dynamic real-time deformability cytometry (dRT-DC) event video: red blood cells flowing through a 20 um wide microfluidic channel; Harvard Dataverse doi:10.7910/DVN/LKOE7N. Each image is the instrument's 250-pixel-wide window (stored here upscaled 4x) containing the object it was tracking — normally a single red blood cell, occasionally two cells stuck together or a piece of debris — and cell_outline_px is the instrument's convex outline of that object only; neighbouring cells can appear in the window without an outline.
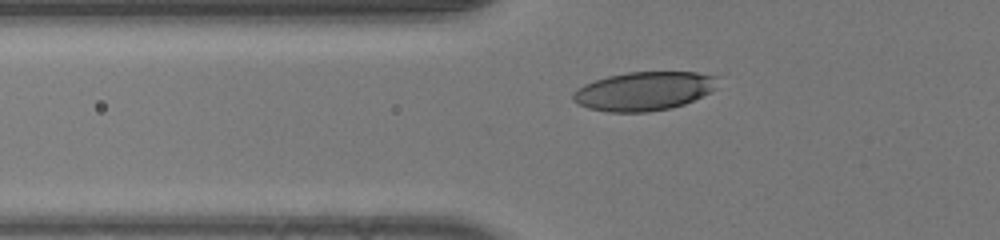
{"species": "human", "species_latin": "Homo sapiens", "temperature_condition": "room temperature", "stored_images_in_passage": 35, "camera_frame_rate_fps": 3000, "um_per_image_px": 0.085, "donor": {"sex": "male"}, "frame": {"image": 1, "passage_image": 5, "time_ms": 1.333, "image_size_px": [1000, 240], "cell_outline_px": [[720, 76], [716, 88], [684, 104], [672, 108], [648, 112], [608, 112], [588, 108], [572, 100], [572, 92], [576, 88], [584, 84], [608, 76], [628, 72], [696, 72]], "centroid_in_image_um": [54.73, 7.74], "position_along_channel_um": 71.1, "area_um2": 32.77}}
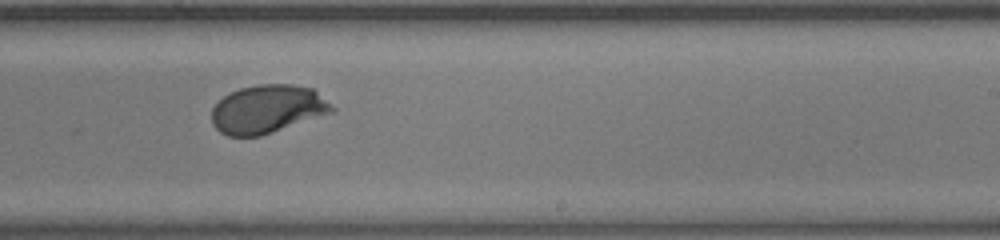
{"frame": {"image": 2, "passage_image": 19, "time_ms": 6.0, "image_size_px": [1000, 240], "cell_outline_px": [[336, 112], [260, 136], [228, 136], [220, 132], [212, 124], [212, 108], [228, 92], [240, 88], [260, 84], [292, 84], [312, 88], [336, 108]], "centroid_in_image_um": [22.75, 9.28], "position_along_channel_um": 266.2, "area_um2": 34.04}}
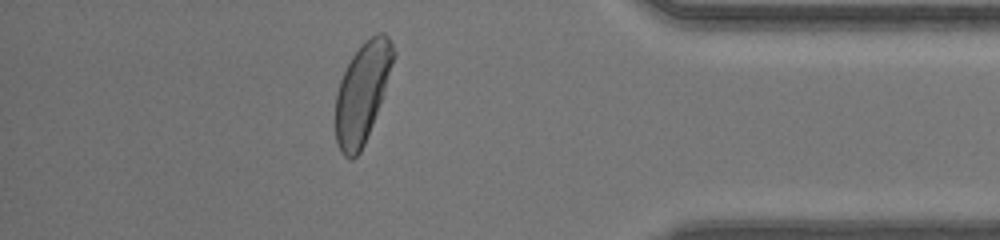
{"frame": {"image": 3, "passage_image": 30, "time_ms": 9.667, "image_size_px": [1000, 240], "cell_outline_px": [[396, 52], [384, 96], [364, 144], [360, 152], [352, 160], [344, 156], [340, 152], [336, 140], [336, 92], [340, 80], [352, 56], [360, 44], [364, 40], [376, 32], [384, 32], [388, 36]], "centroid_in_image_um": [30.81, 7.84], "position_along_channel_um": 404.4, "area_um2": 33.87}}